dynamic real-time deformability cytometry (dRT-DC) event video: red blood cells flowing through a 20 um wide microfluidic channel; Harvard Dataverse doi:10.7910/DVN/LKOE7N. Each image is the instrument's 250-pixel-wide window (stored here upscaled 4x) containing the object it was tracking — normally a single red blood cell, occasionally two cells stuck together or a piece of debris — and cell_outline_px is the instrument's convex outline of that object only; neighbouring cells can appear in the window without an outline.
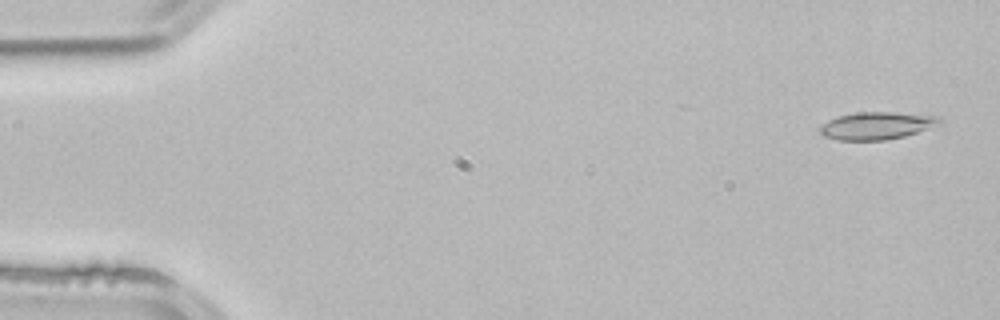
{"species": "common noctule bat (a hibernating species)", "species_latin": "Nyctalus noctula", "temperature_condition": "room temperature", "stored_images_in_passage": 50, "camera_frame_rate_fps": 3000, "um_per_image_px": 0.085, "animal": {"sex": "male", "body_mass_g": 21.5, "forearm_length_mm": 52.0}, "frame": {"image": 1, "passage_image": 2, "time_ms": 0.333, "image_size_px": [1000, 320], "cell_outline_px": [[944, 124], [904, 136], [888, 140], [836, 140], [824, 136], [820, 132], [820, 124], [836, 116], [856, 112], [892, 112], [940, 116], [944, 120]], "centroid_in_image_um": [74.56, 10.68], "position_along_channel_um": 10.4, "area_um2": 19.54}}
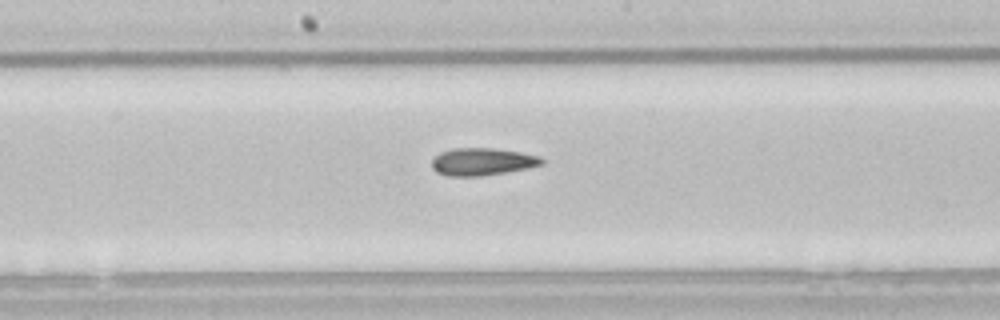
{"frame": {"image": 2, "passage_image": 27, "time_ms": 8.667, "image_size_px": [1000, 320], "cell_outline_px": [[544, 164], [528, 168], [480, 176], [448, 176], [436, 172], [432, 168], [432, 160], [440, 152], [452, 148], [492, 148], [520, 152], [540, 156], [544, 160]], "centroid_in_image_um": [40.99, 13.74], "position_along_channel_um": 207.2, "area_um2": 17.57}}
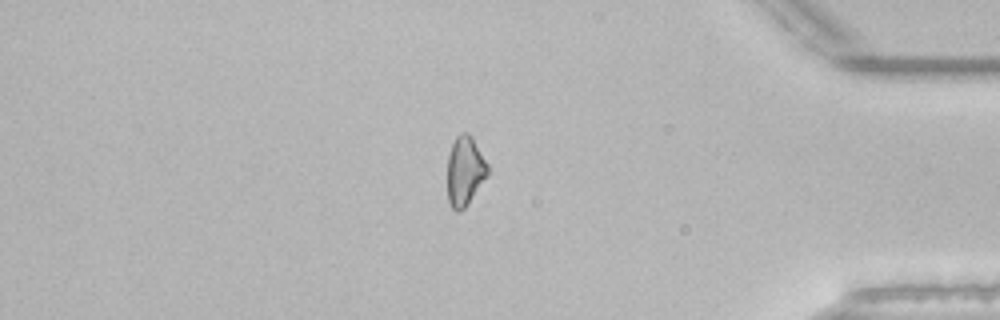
{"frame": {"image": 3, "passage_image": 44, "time_ms": 14.333, "image_size_px": [1000, 320], "cell_outline_px": [[488, 176], [468, 204], [464, 208], [456, 212], [452, 208], [448, 200], [448, 156], [452, 144], [456, 136], [460, 132], [468, 132], [472, 136], [488, 164]], "centroid_in_image_um": [39.53, 14.52], "position_along_channel_um": 395.7, "area_um2": 16.42}}